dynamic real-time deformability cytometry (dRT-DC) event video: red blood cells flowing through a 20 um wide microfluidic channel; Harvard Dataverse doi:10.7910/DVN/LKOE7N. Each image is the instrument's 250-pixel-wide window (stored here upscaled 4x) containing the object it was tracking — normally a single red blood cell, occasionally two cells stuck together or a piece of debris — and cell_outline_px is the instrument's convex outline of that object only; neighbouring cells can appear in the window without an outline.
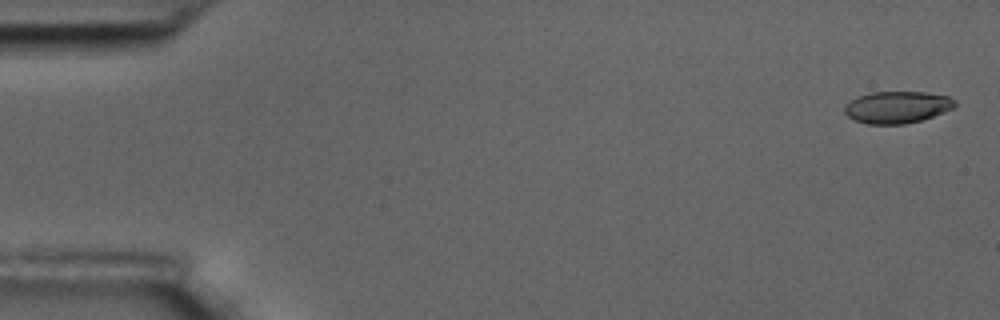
{"species": "common noctule bat (a hibernating species)", "species_latin": "Nyctalus noctula", "temperature_condition": "room temperature", "stored_images_in_passage": 10, "camera_frame_rate_fps": 3000, "um_per_image_px": 0.085, "animal": {"sex": "male", "body_mass_g": 17.5, "forearm_length_mm": 52.3}, "frame": {"image": 1, "passage_image": 1, "time_ms": 0.0, "image_size_px": [1000, 320], "cell_outline_px": [[956, 104], [952, 108], [944, 112], [920, 120], [904, 124], [868, 124], [856, 120], [848, 116], [844, 112], [844, 104], [860, 96], [872, 92], [924, 92], [948, 96], [956, 100]], "centroid_in_image_um": [76.26, 9.11], "position_along_channel_um": 8.7, "area_um2": 20.35}}
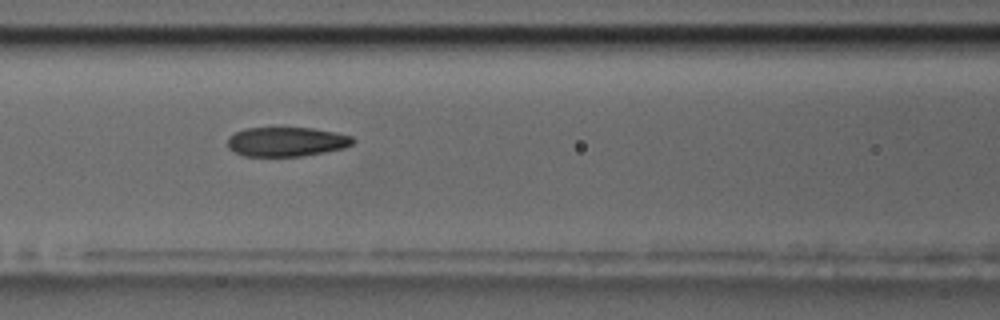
{"frame": {"image": 2, "passage_image": 7, "time_ms": 2.0, "image_size_px": [1000, 320], "cell_outline_px": [[356, 140], [352, 144], [344, 148], [304, 156], [244, 156], [228, 148], [228, 136], [244, 128], [312, 128], [352, 136]], "centroid_in_image_um": [24.34, 12.05], "position_along_channel_um": 142.3, "area_um2": 21.39}}
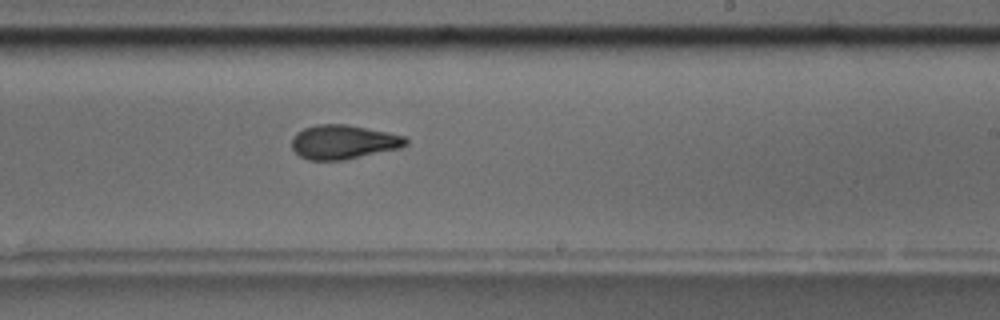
{"frame": {"image": 3, "passage_image": 10, "time_ms": 3.0, "image_size_px": [1000, 320], "cell_outline_px": [[408, 144], [400, 148], [344, 160], [308, 160], [300, 156], [292, 148], [292, 136], [296, 132], [304, 128], [316, 124], [348, 124], [388, 132], [404, 136], [408, 140]], "centroid_in_image_um": [29.18, 12.06], "position_along_channel_um": 259.8, "area_um2": 22.83}}